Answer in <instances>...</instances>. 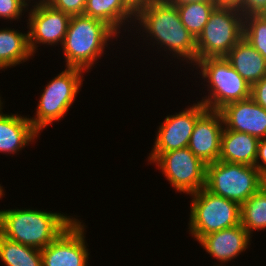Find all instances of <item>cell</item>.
I'll return each mask as SVG.
<instances>
[{
    "label": "cell",
    "instance_id": "6da1fadb",
    "mask_svg": "<svg viewBox=\"0 0 266 266\" xmlns=\"http://www.w3.org/2000/svg\"><path fill=\"white\" fill-rule=\"evenodd\" d=\"M133 26L139 30L135 33L142 31L144 40L158 45L157 49L163 47L162 51L169 55L172 52L174 59L186 61L191 67L197 63L196 39L182 24L177 7L168 0H154L135 17Z\"/></svg>",
    "mask_w": 266,
    "mask_h": 266
},
{
    "label": "cell",
    "instance_id": "7a4b0ae2",
    "mask_svg": "<svg viewBox=\"0 0 266 266\" xmlns=\"http://www.w3.org/2000/svg\"><path fill=\"white\" fill-rule=\"evenodd\" d=\"M67 215L41 209H1L0 234L9 240L41 250L76 220Z\"/></svg>",
    "mask_w": 266,
    "mask_h": 266
},
{
    "label": "cell",
    "instance_id": "3957f363",
    "mask_svg": "<svg viewBox=\"0 0 266 266\" xmlns=\"http://www.w3.org/2000/svg\"><path fill=\"white\" fill-rule=\"evenodd\" d=\"M119 34L102 20L84 14L71 16L61 49L65 67L79 68L86 73L97 64L105 48L120 38ZM109 42V43H108ZM111 42V43H110Z\"/></svg>",
    "mask_w": 266,
    "mask_h": 266
},
{
    "label": "cell",
    "instance_id": "277c9868",
    "mask_svg": "<svg viewBox=\"0 0 266 266\" xmlns=\"http://www.w3.org/2000/svg\"><path fill=\"white\" fill-rule=\"evenodd\" d=\"M193 68L198 69L199 75L207 83L208 95H204L199 102L208 110L219 111L228 103L251 97V86L225 57L201 59Z\"/></svg>",
    "mask_w": 266,
    "mask_h": 266
},
{
    "label": "cell",
    "instance_id": "5b68a950",
    "mask_svg": "<svg viewBox=\"0 0 266 266\" xmlns=\"http://www.w3.org/2000/svg\"><path fill=\"white\" fill-rule=\"evenodd\" d=\"M85 71L79 68L65 67L57 74L40 93L35 116L28 118L33 128L40 134L52 122L67 115L79 94Z\"/></svg>",
    "mask_w": 266,
    "mask_h": 266
},
{
    "label": "cell",
    "instance_id": "8992f818",
    "mask_svg": "<svg viewBox=\"0 0 266 266\" xmlns=\"http://www.w3.org/2000/svg\"><path fill=\"white\" fill-rule=\"evenodd\" d=\"M191 196L188 232L198 242L203 236L240 224V205L202 188Z\"/></svg>",
    "mask_w": 266,
    "mask_h": 266
},
{
    "label": "cell",
    "instance_id": "52a82bcc",
    "mask_svg": "<svg viewBox=\"0 0 266 266\" xmlns=\"http://www.w3.org/2000/svg\"><path fill=\"white\" fill-rule=\"evenodd\" d=\"M262 178L255 166L217 160L206 166L205 189L241 205L262 188Z\"/></svg>",
    "mask_w": 266,
    "mask_h": 266
},
{
    "label": "cell",
    "instance_id": "ba28073f",
    "mask_svg": "<svg viewBox=\"0 0 266 266\" xmlns=\"http://www.w3.org/2000/svg\"><path fill=\"white\" fill-rule=\"evenodd\" d=\"M244 16L236 8L217 6L196 39L197 62L225 57L243 38Z\"/></svg>",
    "mask_w": 266,
    "mask_h": 266
},
{
    "label": "cell",
    "instance_id": "9c48e42d",
    "mask_svg": "<svg viewBox=\"0 0 266 266\" xmlns=\"http://www.w3.org/2000/svg\"><path fill=\"white\" fill-rule=\"evenodd\" d=\"M152 163L178 193L191 195L205 188L207 165L188 147L162 153Z\"/></svg>",
    "mask_w": 266,
    "mask_h": 266
},
{
    "label": "cell",
    "instance_id": "30bf717a",
    "mask_svg": "<svg viewBox=\"0 0 266 266\" xmlns=\"http://www.w3.org/2000/svg\"><path fill=\"white\" fill-rule=\"evenodd\" d=\"M191 105L179 113L167 115L159 125L147 159L150 165L162 153L188 147L197 119L207 110L199 101Z\"/></svg>",
    "mask_w": 266,
    "mask_h": 266
},
{
    "label": "cell",
    "instance_id": "8fae6325",
    "mask_svg": "<svg viewBox=\"0 0 266 266\" xmlns=\"http://www.w3.org/2000/svg\"><path fill=\"white\" fill-rule=\"evenodd\" d=\"M31 4L26 20L31 53L34 55L38 52L41 43L62 46L71 16L54 9L45 1Z\"/></svg>",
    "mask_w": 266,
    "mask_h": 266
},
{
    "label": "cell",
    "instance_id": "7c38bea8",
    "mask_svg": "<svg viewBox=\"0 0 266 266\" xmlns=\"http://www.w3.org/2000/svg\"><path fill=\"white\" fill-rule=\"evenodd\" d=\"M87 226L76 219L48 246L41 249L43 266H88Z\"/></svg>",
    "mask_w": 266,
    "mask_h": 266
},
{
    "label": "cell",
    "instance_id": "4fadbf2b",
    "mask_svg": "<svg viewBox=\"0 0 266 266\" xmlns=\"http://www.w3.org/2000/svg\"><path fill=\"white\" fill-rule=\"evenodd\" d=\"M224 121L220 111L206 110L196 121L188 148L206 165L220 157L221 135Z\"/></svg>",
    "mask_w": 266,
    "mask_h": 266
},
{
    "label": "cell",
    "instance_id": "5bb4252c",
    "mask_svg": "<svg viewBox=\"0 0 266 266\" xmlns=\"http://www.w3.org/2000/svg\"><path fill=\"white\" fill-rule=\"evenodd\" d=\"M219 111L226 129L266 138V110L251 97L228 103Z\"/></svg>",
    "mask_w": 266,
    "mask_h": 266
},
{
    "label": "cell",
    "instance_id": "9a60e30c",
    "mask_svg": "<svg viewBox=\"0 0 266 266\" xmlns=\"http://www.w3.org/2000/svg\"><path fill=\"white\" fill-rule=\"evenodd\" d=\"M251 238L244 227L239 224L209 233L203 236L198 243L210 256L220 262L216 266H223L245 252L251 245Z\"/></svg>",
    "mask_w": 266,
    "mask_h": 266
},
{
    "label": "cell",
    "instance_id": "2e32d148",
    "mask_svg": "<svg viewBox=\"0 0 266 266\" xmlns=\"http://www.w3.org/2000/svg\"><path fill=\"white\" fill-rule=\"evenodd\" d=\"M3 102L0 98V153L17 154L36 138L39 134L28 119L18 113L4 114Z\"/></svg>",
    "mask_w": 266,
    "mask_h": 266
},
{
    "label": "cell",
    "instance_id": "e0dca14e",
    "mask_svg": "<svg viewBox=\"0 0 266 266\" xmlns=\"http://www.w3.org/2000/svg\"><path fill=\"white\" fill-rule=\"evenodd\" d=\"M259 139L250 134L228 130L221 135L219 161L255 166Z\"/></svg>",
    "mask_w": 266,
    "mask_h": 266
},
{
    "label": "cell",
    "instance_id": "ac0fdd59",
    "mask_svg": "<svg viewBox=\"0 0 266 266\" xmlns=\"http://www.w3.org/2000/svg\"><path fill=\"white\" fill-rule=\"evenodd\" d=\"M225 58L250 86L266 76V59L244 38L229 51Z\"/></svg>",
    "mask_w": 266,
    "mask_h": 266
},
{
    "label": "cell",
    "instance_id": "d6986e66",
    "mask_svg": "<svg viewBox=\"0 0 266 266\" xmlns=\"http://www.w3.org/2000/svg\"><path fill=\"white\" fill-rule=\"evenodd\" d=\"M84 15L104 21L119 35L121 30H125L126 32V29H124L126 27L128 28V33L129 31L131 32V26L134 29L133 25L136 17L123 4L122 0H87Z\"/></svg>",
    "mask_w": 266,
    "mask_h": 266
},
{
    "label": "cell",
    "instance_id": "ffe728a7",
    "mask_svg": "<svg viewBox=\"0 0 266 266\" xmlns=\"http://www.w3.org/2000/svg\"><path fill=\"white\" fill-rule=\"evenodd\" d=\"M34 57L29 48L27 33L14 28H0V70L16 67Z\"/></svg>",
    "mask_w": 266,
    "mask_h": 266
},
{
    "label": "cell",
    "instance_id": "44dd1931",
    "mask_svg": "<svg viewBox=\"0 0 266 266\" xmlns=\"http://www.w3.org/2000/svg\"><path fill=\"white\" fill-rule=\"evenodd\" d=\"M0 261L6 266H43L41 250L9 240L1 234Z\"/></svg>",
    "mask_w": 266,
    "mask_h": 266
},
{
    "label": "cell",
    "instance_id": "7402d4cb",
    "mask_svg": "<svg viewBox=\"0 0 266 266\" xmlns=\"http://www.w3.org/2000/svg\"><path fill=\"white\" fill-rule=\"evenodd\" d=\"M240 224L251 237L253 231L266 229V192L263 188L240 205Z\"/></svg>",
    "mask_w": 266,
    "mask_h": 266
},
{
    "label": "cell",
    "instance_id": "603a6c76",
    "mask_svg": "<svg viewBox=\"0 0 266 266\" xmlns=\"http://www.w3.org/2000/svg\"><path fill=\"white\" fill-rule=\"evenodd\" d=\"M217 6V3L195 2L176 7L182 24L197 39Z\"/></svg>",
    "mask_w": 266,
    "mask_h": 266
},
{
    "label": "cell",
    "instance_id": "cb8c5ba5",
    "mask_svg": "<svg viewBox=\"0 0 266 266\" xmlns=\"http://www.w3.org/2000/svg\"><path fill=\"white\" fill-rule=\"evenodd\" d=\"M243 38L266 59V19L260 14L244 17Z\"/></svg>",
    "mask_w": 266,
    "mask_h": 266
},
{
    "label": "cell",
    "instance_id": "d4e9b609",
    "mask_svg": "<svg viewBox=\"0 0 266 266\" xmlns=\"http://www.w3.org/2000/svg\"><path fill=\"white\" fill-rule=\"evenodd\" d=\"M29 5L31 4L26 0H0V19L12 22L21 20L25 12H28Z\"/></svg>",
    "mask_w": 266,
    "mask_h": 266
},
{
    "label": "cell",
    "instance_id": "484cf974",
    "mask_svg": "<svg viewBox=\"0 0 266 266\" xmlns=\"http://www.w3.org/2000/svg\"><path fill=\"white\" fill-rule=\"evenodd\" d=\"M87 0H45L51 7L70 16L84 14Z\"/></svg>",
    "mask_w": 266,
    "mask_h": 266
},
{
    "label": "cell",
    "instance_id": "4316f807",
    "mask_svg": "<svg viewBox=\"0 0 266 266\" xmlns=\"http://www.w3.org/2000/svg\"><path fill=\"white\" fill-rule=\"evenodd\" d=\"M251 98L266 110V76L251 86Z\"/></svg>",
    "mask_w": 266,
    "mask_h": 266
},
{
    "label": "cell",
    "instance_id": "83f0119b",
    "mask_svg": "<svg viewBox=\"0 0 266 266\" xmlns=\"http://www.w3.org/2000/svg\"><path fill=\"white\" fill-rule=\"evenodd\" d=\"M266 9V0H244L238 9L243 16L261 14Z\"/></svg>",
    "mask_w": 266,
    "mask_h": 266
},
{
    "label": "cell",
    "instance_id": "f1b7e54d",
    "mask_svg": "<svg viewBox=\"0 0 266 266\" xmlns=\"http://www.w3.org/2000/svg\"><path fill=\"white\" fill-rule=\"evenodd\" d=\"M255 167L262 175H266V138L259 139Z\"/></svg>",
    "mask_w": 266,
    "mask_h": 266
},
{
    "label": "cell",
    "instance_id": "f546056e",
    "mask_svg": "<svg viewBox=\"0 0 266 266\" xmlns=\"http://www.w3.org/2000/svg\"><path fill=\"white\" fill-rule=\"evenodd\" d=\"M123 4L137 16L141 11L145 10L154 0H122Z\"/></svg>",
    "mask_w": 266,
    "mask_h": 266
},
{
    "label": "cell",
    "instance_id": "4dcf8cb0",
    "mask_svg": "<svg viewBox=\"0 0 266 266\" xmlns=\"http://www.w3.org/2000/svg\"><path fill=\"white\" fill-rule=\"evenodd\" d=\"M243 2L244 0H217L218 6L232 7L236 9H239L242 6Z\"/></svg>",
    "mask_w": 266,
    "mask_h": 266
},
{
    "label": "cell",
    "instance_id": "1f68e13d",
    "mask_svg": "<svg viewBox=\"0 0 266 266\" xmlns=\"http://www.w3.org/2000/svg\"><path fill=\"white\" fill-rule=\"evenodd\" d=\"M170 3L174 4L175 6L185 5L188 3H195V2H211L217 3V0H168Z\"/></svg>",
    "mask_w": 266,
    "mask_h": 266
},
{
    "label": "cell",
    "instance_id": "d6a6232c",
    "mask_svg": "<svg viewBox=\"0 0 266 266\" xmlns=\"http://www.w3.org/2000/svg\"><path fill=\"white\" fill-rule=\"evenodd\" d=\"M262 188L265 190L266 192V175H263V178H262Z\"/></svg>",
    "mask_w": 266,
    "mask_h": 266
},
{
    "label": "cell",
    "instance_id": "836d02e7",
    "mask_svg": "<svg viewBox=\"0 0 266 266\" xmlns=\"http://www.w3.org/2000/svg\"><path fill=\"white\" fill-rule=\"evenodd\" d=\"M5 189H3V186H1L0 184V200H2V197L5 196V192H4ZM1 212V210H0Z\"/></svg>",
    "mask_w": 266,
    "mask_h": 266
},
{
    "label": "cell",
    "instance_id": "e575fe53",
    "mask_svg": "<svg viewBox=\"0 0 266 266\" xmlns=\"http://www.w3.org/2000/svg\"><path fill=\"white\" fill-rule=\"evenodd\" d=\"M27 2L31 3H37V2H42V1H45V0H26ZM35 1V2H34Z\"/></svg>",
    "mask_w": 266,
    "mask_h": 266
},
{
    "label": "cell",
    "instance_id": "d590c367",
    "mask_svg": "<svg viewBox=\"0 0 266 266\" xmlns=\"http://www.w3.org/2000/svg\"><path fill=\"white\" fill-rule=\"evenodd\" d=\"M260 15L266 19V9Z\"/></svg>",
    "mask_w": 266,
    "mask_h": 266
}]
</instances>
